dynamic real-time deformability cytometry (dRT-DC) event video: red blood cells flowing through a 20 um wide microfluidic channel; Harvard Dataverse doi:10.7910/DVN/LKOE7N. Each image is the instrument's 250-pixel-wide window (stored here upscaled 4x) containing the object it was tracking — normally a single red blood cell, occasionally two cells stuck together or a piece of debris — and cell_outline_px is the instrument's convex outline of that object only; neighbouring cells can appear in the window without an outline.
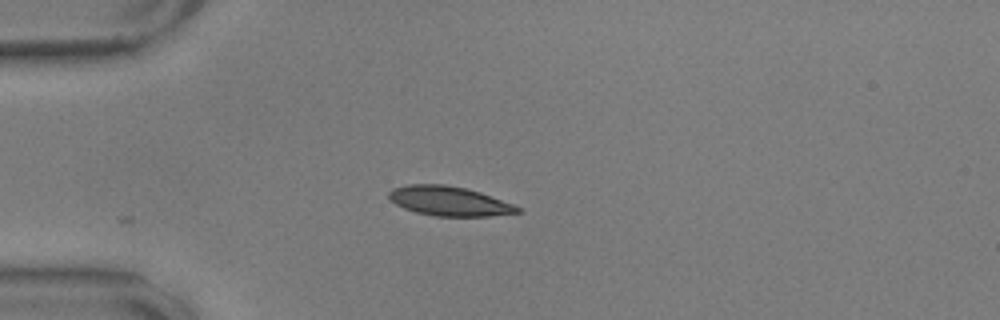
{"species": "common noctule bat (a hibernating species)", "species_latin": "Nyctalus noctula", "temperature_condition": "warm", "stored_images_in_passage": 21, "camera_frame_rate_fps": 3000, "um_per_image_px": 0.085, "animal": {"sex": "male", "body_mass_g": 17.9, "forearm_length_mm": 54.2}, "frame": {"image": 1, "passage_image": 1, "time_ms": 0.0, "image_size_px": [1000, 320], "cell_outline_px": [[520, 212], [488, 216], [436, 216], [416, 212], [404, 208], [388, 200], [388, 192], [392, 188], [408, 184], [444, 184], [468, 188], [480, 192], [512, 204], [520, 208]], "centroid_in_image_um": [38.12, 17.08], "position_along_channel_um": 46.9, "area_um2": 22.08}}
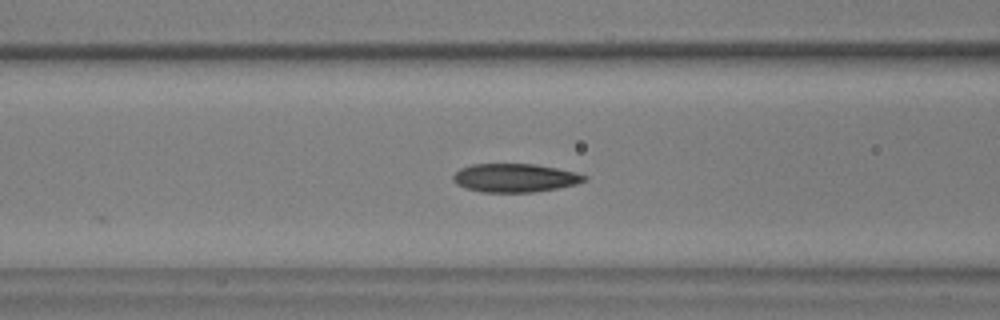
{"frame": {"image": 2, "passage_image": 9, "time_ms": 2.667, "image_size_px": [1000, 320], "cell_outline_px": [[588, 180], [576, 184], [556, 188], [532, 192], [484, 192], [464, 188], [456, 184], [452, 180], [452, 176], [460, 168], [472, 164], [536, 164], [576, 172], [588, 176]], "centroid_in_image_um": [43.76, 15.11], "position_along_channel_um": 122.8, "area_um2": 21.85}}
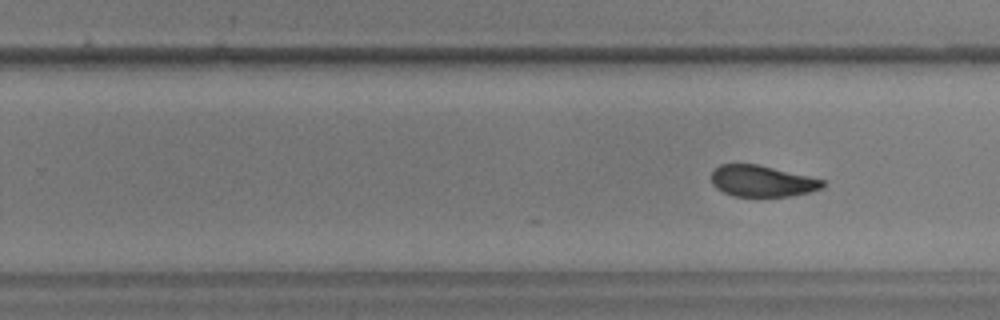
{"frame": {"image": 3, "passage_image": 21, "time_ms": 6.667, "image_size_px": [1000, 320], "cell_outline_px": [[824, 188], [792, 196], [732, 196], [716, 188], [712, 184], [712, 172], [720, 164], [756, 164], [808, 176], [824, 180]], "centroid_in_image_um": [64.77, 15.4], "position_along_channel_um": 265.0, "area_um2": 20.11}}